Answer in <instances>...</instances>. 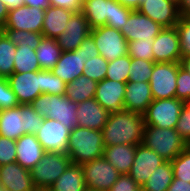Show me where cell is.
I'll list each match as a JSON object with an SVG mask.
<instances>
[{"label":"cell","mask_w":190,"mask_h":191,"mask_svg":"<svg viewBox=\"0 0 190 191\" xmlns=\"http://www.w3.org/2000/svg\"><path fill=\"white\" fill-rule=\"evenodd\" d=\"M144 126L143 114L126 110L110 113L101 130L104 146L139 145L143 142Z\"/></svg>","instance_id":"1"},{"label":"cell","mask_w":190,"mask_h":191,"mask_svg":"<svg viewBox=\"0 0 190 191\" xmlns=\"http://www.w3.org/2000/svg\"><path fill=\"white\" fill-rule=\"evenodd\" d=\"M81 12L91 29L106 25L120 31L132 9L116 0H83Z\"/></svg>","instance_id":"2"},{"label":"cell","mask_w":190,"mask_h":191,"mask_svg":"<svg viewBox=\"0 0 190 191\" xmlns=\"http://www.w3.org/2000/svg\"><path fill=\"white\" fill-rule=\"evenodd\" d=\"M67 154L71 163L82 165L103 156L102 131L76 126L69 136Z\"/></svg>","instance_id":"3"},{"label":"cell","mask_w":190,"mask_h":191,"mask_svg":"<svg viewBox=\"0 0 190 191\" xmlns=\"http://www.w3.org/2000/svg\"><path fill=\"white\" fill-rule=\"evenodd\" d=\"M30 105L41 117L58 120L70 130L77 126V103L65 95L41 94Z\"/></svg>","instance_id":"4"},{"label":"cell","mask_w":190,"mask_h":191,"mask_svg":"<svg viewBox=\"0 0 190 191\" xmlns=\"http://www.w3.org/2000/svg\"><path fill=\"white\" fill-rule=\"evenodd\" d=\"M142 144L166 161L174 160L187 147V143L175 129L150 125L144 126Z\"/></svg>","instance_id":"5"},{"label":"cell","mask_w":190,"mask_h":191,"mask_svg":"<svg viewBox=\"0 0 190 191\" xmlns=\"http://www.w3.org/2000/svg\"><path fill=\"white\" fill-rule=\"evenodd\" d=\"M71 163L68 154L45 152L41 160L31 169L36 189H48Z\"/></svg>","instance_id":"6"},{"label":"cell","mask_w":190,"mask_h":191,"mask_svg":"<svg viewBox=\"0 0 190 191\" xmlns=\"http://www.w3.org/2000/svg\"><path fill=\"white\" fill-rule=\"evenodd\" d=\"M185 102L175 98L154 99L144 115L145 125L175 129Z\"/></svg>","instance_id":"7"},{"label":"cell","mask_w":190,"mask_h":191,"mask_svg":"<svg viewBox=\"0 0 190 191\" xmlns=\"http://www.w3.org/2000/svg\"><path fill=\"white\" fill-rule=\"evenodd\" d=\"M179 62L154 63L149 80L153 99H168L176 97V80Z\"/></svg>","instance_id":"8"},{"label":"cell","mask_w":190,"mask_h":191,"mask_svg":"<svg viewBox=\"0 0 190 191\" xmlns=\"http://www.w3.org/2000/svg\"><path fill=\"white\" fill-rule=\"evenodd\" d=\"M87 189L109 191L120 175L103 156L81 165Z\"/></svg>","instance_id":"9"},{"label":"cell","mask_w":190,"mask_h":191,"mask_svg":"<svg viewBox=\"0 0 190 191\" xmlns=\"http://www.w3.org/2000/svg\"><path fill=\"white\" fill-rule=\"evenodd\" d=\"M90 35L108 62L128 54V42L119 30L104 25L91 29Z\"/></svg>","instance_id":"10"},{"label":"cell","mask_w":190,"mask_h":191,"mask_svg":"<svg viewBox=\"0 0 190 191\" xmlns=\"http://www.w3.org/2000/svg\"><path fill=\"white\" fill-rule=\"evenodd\" d=\"M7 79L20 105L31 104L33 100L43 94V70L14 72Z\"/></svg>","instance_id":"11"},{"label":"cell","mask_w":190,"mask_h":191,"mask_svg":"<svg viewBox=\"0 0 190 191\" xmlns=\"http://www.w3.org/2000/svg\"><path fill=\"white\" fill-rule=\"evenodd\" d=\"M71 130L58 120L44 118L39 131L35 134L45 152L67 154Z\"/></svg>","instance_id":"12"},{"label":"cell","mask_w":190,"mask_h":191,"mask_svg":"<svg viewBox=\"0 0 190 191\" xmlns=\"http://www.w3.org/2000/svg\"><path fill=\"white\" fill-rule=\"evenodd\" d=\"M152 51L156 63L180 62L181 46L176 26L160 31L153 40Z\"/></svg>","instance_id":"13"},{"label":"cell","mask_w":190,"mask_h":191,"mask_svg":"<svg viewBox=\"0 0 190 191\" xmlns=\"http://www.w3.org/2000/svg\"><path fill=\"white\" fill-rule=\"evenodd\" d=\"M45 10L20 6L8 12L6 23L3 29L25 30L42 33Z\"/></svg>","instance_id":"14"},{"label":"cell","mask_w":190,"mask_h":191,"mask_svg":"<svg viewBox=\"0 0 190 191\" xmlns=\"http://www.w3.org/2000/svg\"><path fill=\"white\" fill-rule=\"evenodd\" d=\"M163 29L161 25L154 22L148 16L140 13L138 10H132L128 20L122 26L120 32L128 41H136L139 39H154Z\"/></svg>","instance_id":"15"},{"label":"cell","mask_w":190,"mask_h":191,"mask_svg":"<svg viewBox=\"0 0 190 191\" xmlns=\"http://www.w3.org/2000/svg\"><path fill=\"white\" fill-rule=\"evenodd\" d=\"M137 10L163 28L175 27L181 17L178 5L169 0H145Z\"/></svg>","instance_id":"16"},{"label":"cell","mask_w":190,"mask_h":191,"mask_svg":"<svg viewBox=\"0 0 190 191\" xmlns=\"http://www.w3.org/2000/svg\"><path fill=\"white\" fill-rule=\"evenodd\" d=\"M165 161L156 152L141 143L136 147L134 163L128 174L142 187L153 171Z\"/></svg>","instance_id":"17"},{"label":"cell","mask_w":190,"mask_h":191,"mask_svg":"<svg viewBox=\"0 0 190 191\" xmlns=\"http://www.w3.org/2000/svg\"><path fill=\"white\" fill-rule=\"evenodd\" d=\"M91 28L82 12H74L65 30L56 38L62 51H74L90 35Z\"/></svg>","instance_id":"18"},{"label":"cell","mask_w":190,"mask_h":191,"mask_svg":"<svg viewBox=\"0 0 190 191\" xmlns=\"http://www.w3.org/2000/svg\"><path fill=\"white\" fill-rule=\"evenodd\" d=\"M126 83L103 79L97 83L94 99L109 113L124 110Z\"/></svg>","instance_id":"19"},{"label":"cell","mask_w":190,"mask_h":191,"mask_svg":"<svg viewBox=\"0 0 190 191\" xmlns=\"http://www.w3.org/2000/svg\"><path fill=\"white\" fill-rule=\"evenodd\" d=\"M0 183L10 191H35L31 173L19 163L13 162L0 166Z\"/></svg>","instance_id":"20"},{"label":"cell","mask_w":190,"mask_h":191,"mask_svg":"<svg viewBox=\"0 0 190 191\" xmlns=\"http://www.w3.org/2000/svg\"><path fill=\"white\" fill-rule=\"evenodd\" d=\"M109 114L94 98L79 102L76 111L77 126L101 131Z\"/></svg>","instance_id":"21"},{"label":"cell","mask_w":190,"mask_h":191,"mask_svg":"<svg viewBox=\"0 0 190 191\" xmlns=\"http://www.w3.org/2000/svg\"><path fill=\"white\" fill-rule=\"evenodd\" d=\"M153 100L149 82L126 83L124 110L144 114Z\"/></svg>","instance_id":"22"},{"label":"cell","mask_w":190,"mask_h":191,"mask_svg":"<svg viewBox=\"0 0 190 191\" xmlns=\"http://www.w3.org/2000/svg\"><path fill=\"white\" fill-rule=\"evenodd\" d=\"M87 60L77 49L63 51L58 62L50 71L68 84L82 75L84 63Z\"/></svg>","instance_id":"23"},{"label":"cell","mask_w":190,"mask_h":191,"mask_svg":"<svg viewBox=\"0 0 190 191\" xmlns=\"http://www.w3.org/2000/svg\"><path fill=\"white\" fill-rule=\"evenodd\" d=\"M45 150L34 134H24L16 140V162L31 169L41 160Z\"/></svg>","instance_id":"24"},{"label":"cell","mask_w":190,"mask_h":191,"mask_svg":"<svg viewBox=\"0 0 190 191\" xmlns=\"http://www.w3.org/2000/svg\"><path fill=\"white\" fill-rule=\"evenodd\" d=\"M136 147L137 145L131 144L105 146L103 157L117 169L120 175L128 174L134 163Z\"/></svg>","instance_id":"25"},{"label":"cell","mask_w":190,"mask_h":191,"mask_svg":"<svg viewBox=\"0 0 190 191\" xmlns=\"http://www.w3.org/2000/svg\"><path fill=\"white\" fill-rule=\"evenodd\" d=\"M74 12L56 6L45 9L42 34L46 38L56 39L66 28V25Z\"/></svg>","instance_id":"26"},{"label":"cell","mask_w":190,"mask_h":191,"mask_svg":"<svg viewBox=\"0 0 190 191\" xmlns=\"http://www.w3.org/2000/svg\"><path fill=\"white\" fill-rule=\"evenodd\" d=\"M23 105L1 110L0 135L11 140H18L23 132Z\"/></svg>","instance_id":"27"},{"label":"cell","mask_w":190,"mask_h":191,"mask_svg":"<svg viewBox=\"0 0 190 191\" xmlns=\"http://www.w3.org/2000/svg\"><path fill=\"white\" fill-rule=\"evenodd\" d=\"M86 189L82 166L74 163H70L65 172L48 188L49 191H85Z\"/></svg>","instance_id":"28"},{"label":"cell","mask_w":190,"mask_h":191,"mask_svg":"<svg viewBox=\"0 0 190 191\" xmlns=\"http://www.w3.org/2000/svg\"><path fill=\"white\" fill-rule=\"evenodd\" d=\"M97 83L87 76L80 75L77 79L67 84L65 96L75 103L94 98Z\"/></svg>","instance_id":"29"},{"label":"cell","mask_w":190,"mask_h":191,"mask_svg":"<svg viewBox=\"0 0 190 191\" xmlns=\"http://www.w3.org/2000/svg\"><path fill=\"white\" fill-rule=\"evenodd\" d=\"M62 52L56 39L43 37L36 49V56L41 70H51L58 62Z\"/></svg>","instance_id":"30"},{"label":"cell","mask_w":190,"mask_h":191,"mask_svg":"<svg viewBox=\"0 0 190 191\" xmlns=\"http://www.w3.org/2000/svg\"><path fill=\"white\" fill-rule=\"evenodd\" d=\"M173 177L171 161H165L153 171L149 179L142 185V191H167Z\"/></svg>","instance_id":"31"},{"label":"cell","mask_w":190,"mask_h":191,"mask_svg":"<svg viewBox=\"0 0 190 191\" xmlns=\"http://www.w3.org/2000/svg\"><path fill=\"white\" fill-rule=\"evenodd\" d=\"M17 46L0 31V78H8L14 73V58Z\"/></svg>","instance_id":"32"},{"label":"cell","mask_w":190,"mask_h":191,"mask_svg":"<svg viewBox=\"0 0 190 191\" xmlns=\"http://www.w3.org/2000/svg\"><path fill=\"white\" fill-rule=\"evenodd\" d=\"M39 61L36 56V50L29 46H17L14 58V72L25 73L31 71H40Z\"/></svg>","instance_id":"33"},{"label":"cell","mask_w":190,"mask_h":191,"mask_svg":"<svg viewBox=\"0 0 190 191\" xmlns=\"http://www.w3.org/2000/svg\"><path fill=\"white\" fill-rule=\"evenodd\" d=\"M2 32L7 38L16 46H29L31 49L36 50L40 45L42 33L30 32L15 29H2Z\"/></svg>","instance_id":"34"},{"label":"cell","mask_w":190,"mask_h":191,"mask_svg":"<svg viewBox=\"0 0 190 191\" xmlns=\"http://www.w3.org/2000/svg\"><path fill=\"white\" fill-rule=\"evenodd\" d=\"M130 56L128 54L109 61L106 79L127 83L129 79Z\"/></svg>","instance_id":"35"},{"label":"cell","mask_w":190,"mask_h":191,"mask_svg":"<svg viewBox=\"0 0 190 191\" xmlns=\"http://www.w3.org/2000/svg\"><path fill=\"white\" fill-rule=\"evenodd\" d=\"M154 61L130 57L129 79L132 82H149Z\"/></svg>","instance_id":"36"},{"label":"cell","mask_w":190,"mask_h":191,"mask_svg":"<svg viewBox=\"0 0 190 191\" xmlns=\"http://www.w3.org/2000/svg\"><path fill=\"white\" fill-rule=\"evenodd\" d=\"M108 64L109 62L101 55L90 58L84 63L82 75L96 82H100L106 78Z\"/></svg>","instance_id":"37"},{"label":"cell","mask_w":190,"mask_h":191,"mask_svg":"<svg viewBox=\"0 0 190 191\" xmlns=\"http://www.w3.org/2000/svg\"><path fill=\"white\" fill-rule=\"evenodd\" d=\"M154 39L136 41H128V55L131 58H140L147 61H154V55L152 51Z\"/></svg>","instance_id":"38"},{"label":"cell","mask_w":190,"mask_h":191,"mask_svg":"<svg viewBox=\"0 0 190 191\" xmlns=\"http://www.w3.org/2000/svg\"><path fill=\"white\" fill-rule=\"evenodd\" d=\"M171 164L174 178L190 183V149L186 147Z\"/></svg>","instance_id":"39"},{"label":"cell","mask_w":190,"mask_h":191,"mask_svg":"<svg viewBox=\"0 0 190 191\" xmlns=\"http://www.w3.org/2000/svg\"><path fill=\"white\" fill-rule=\"evenodd\" d=\"M41 117L30 104L23 105V132L25 134H36L43 123Z\"/></svg>","instance_id":"40"},{"label":"cell","mask_w":190,"mask_h":191,"mask_svg":"<svg viewBox=\"0 0 190 191\" xmlns=\"http://www.w3.org/2000/svg\"><path fill=\"white\" fill-rule=\"evenodd\" d=\"M67 84L50 70H43V94L65 95Z\"/></svg>","instance_id":"41"},{"label":"cell","mask_w":190,"mask_h":191,"mask_svg":"<svg viewBox=\"0 0 190 191\" xmlns=\"http://www.w3.org/2000/svg\"><path fill=\"white\" fill-rule=\"evenodd\" d=\"M180 38L181 56L190 55V17H180L176 24Z\"/></svg>","instance_id":"42"},{"label":"cell","mask_w":190,"mask_h":191,"mask_svg":"<svg viewBox=\"0 0 190 191\" xmlns=\"http://www.w3.org/2000/svg\"><path fill=\"white\" fill-rule=\"evenodd\" d=\"M16 94L11 89L7 78H0V109H10L19 106Z\"/></svg>","instance_id":"43"},{"label":"cell","mask_w":190,"mask_h":191,"mask_svg":"<svg viewBox=\"0 0 190 191\" xmlns=\"http://www.w3.org/2000/svg\"><path fill=\"white\" fill-rule=\"evenodd\" d=\"M176 98L189 103L190 101V74L181 67L178 69V77L176 80Z\"/></svg>","instance_id":"44"},{"label":"cell","mask_w":190,"mask_h":191,"mask_svg":"<svg viewBox=\"0 0 190 191\" xmlns=\"http://www.w3.org/2000/svg\"><path fill=\"white\" fill-rule=\"evenodd\" d=\"M16 162V141L0 135V166Z\"/></svg>","instance_id":"45"},{"label":"cell","mask_w":190,"mask_h":191,"mask_svg":"<svg viewBox=\"0 0 190 191\" xmlns=\"http://www.w3.org/2000/svg\"><path fill=\"white\" fill-rule=\"evenodd\" d=\"M175 130L185 140L186 143L190 141V103L184 104Z\"/></svg>","instance_id":"46"},{"label":"cell","mask_w":190,"mask_h":191,"mask_svg":"<svg viewBox=\"0 0 190 191\" xmlns=\"http://www.w3.org/2000/svg\"><path fill=\"white\" fill-rule=\"evenodd\" d=\"M109 191H142V187L129 174H121Z\"/></svg>","instance_id":"47"},{"label":"cell","mask_w":190,"mask_h":191,"mask_svg":"<svg viewBox=\"0 0 190 191\" xmlns=\"http://www.w3.org/2000/svg\"><path fill=\"white\" fill-rule=\"evenodd\" d=\"M77 50L81 52V55L88 60L90 58H94L100 55L94 42V39L91 35H89L83 40V42L79 45Z\"/></svg>","instance_id":"48"},{"label":"cell","mask_w":190,"mask_h":191,"mask_svg":"<svg viewBox=\"0 0 190 191\" xmlns=\"http://www.w3.org/2000/svg\"><path fill=\"white\" fill-rule=\"evenodd\" d=\"M50 6L61 7L73 12L82 11L83 0H49Z\"/></svg>","instance_id":"49"},{"label":"cell","mask_w":190,"mask_h":191,"mask_svg":"<svg viewBox=\"0 0 190 191\" xmlns=\"http://www.w3.org/2000/svg\"><path fill=\"white\" fill-rule=\"evenodd\" d=\"M167 191H190V183L173 177Z\"/></svg>","instance_id":"50"},{"label":"cell","mask_w":190,"mask_h":191,"mask_svg":"<svg viewBox=\"0 0 190 191\" xmlns=\"http://www.w3.org/2000/svg\"><path fill=\"white\" fill-rule=\"evenodd\" d=\"M178 11L181 17H190V0H180Z\"/></svg>","instance_id":"51"},{"label":"cell","mask_w":190,"mask_h":191,"mask_svg":"<svg viewBox=\"0 0 190 191\" xmlns=\"http://www.w3.org/2000/svg\"><path fill=\"white\" fill-rule=\"evenodd\" d=\"M25 5L45 10L50 6V3L49 0H25Z\"/></svg>","instance_id":"52"},{"label":"cell","mask_w":190,"mask_h":191,"mask_svg":"<svg viewBox=\"0 0 190 191\" xmlns=\"http://www.w3.org/2000/svg\"><path fill=\"white\" fill-rule=\"evenodd\" d=\"M8 9V11L25 5V0H0Z\"/></svg>","instance_id":"53"},{"label":"cell","mask_w":190,"mask_h":191,"mask_svg":"<svg viewBox=\"0 0 190 191\" xmlns=\"http://www.w3.org/2000/svg\"><path fill=\"white\" fill-rule=\"evenodd\" d=\"M124 7L131 8L132 10H137L142 2L145 0H116Z\"/></svg>","instance_id":"54"},{"label":"cell","mask_w":190,"mask_h":191,"mask_svg":"<svg viewBox=\"0 0 190 191\" xmlns=\"http://www.w3.org/2000/svg\"><path fill=\"white\" fill-rule=\"evenodd\" d=\"M8 12L6 6L0 1V31H2L6 23Z\"/></svg>","instance_id":"55"},{"label":"cell","mask_w":190,"mask_h":191,"mask_svg":"<svg viewBox=\"0 0 190 191\" xmlns=\"http://www.w3.org/2000/svg\"><path fill=\"white\" fill-rule=\"evenodd\" d=\"M179 63L181 68L190 74V55L181 57Z\"/></svg>","instance_id":"56"},{"label":"cell","mask_w":190,"mask_h":191,"mask_svg":"<svg viewBox=\"0 0 190 191\" xmlns=\"http://www.w3.org/2000/svg\"><path fill=\"white\" fill-rule=\"evenodd\" d=\"M169 1H171V2L175 3L176 5H178V4H179V2H180V0H169Z\"/></svg>","instance_id":"57"},{"label":"cell","mask_w":190,"mask_h":191,"mask_svg":"<svg viewBox=\"0 0 190 191\" xmlns=\"http://www.w3.org/2000/svg\"><path fill=\"white\" fill-rule=\"evenodd\" d=\"M35 191H49L48 189H36Z\"/></svg>","instance_id":"58"},{"label":"cell","mask_w":190,"mask_h":191,"mask_svg":"<svg viewBox=\"0 0 190 191\" xmlns=\"http://www.w3.org/2000/svg\"><path fill=\"white\" fill-rule=\"evenodd\" d=\"M187 148L190 149V141L187 143Z\"/></svg>","instance_id":"59"}]
</instances>
